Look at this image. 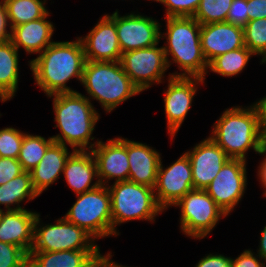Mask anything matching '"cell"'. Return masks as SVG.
Returning a JSON list of instances; mask_svg holds the SVG:
<instances>
[{"label": "cell", "mask_w": 266, "mask_h": 267, "mask_svg": "<svg viewBox=\"0 0 266 267\" xmlns=\"http://www.w3.org/2000/svg\"><path fill=\"white\" fill-rule=\"evenodd\" d=\"M86 59L80 38L72 42H53L30 61L35 82L46 95L76 92L66 86L71 78L82 81Z\"/></svg>", "instance_id": "6da1fadb"}, {"label": "cell", "mask_w": 266, "mask_h": 267, "mask_svg": "<svg viewBox=\"0 0 266 267\" xmlns=\"http://www.w3.org/2000/svg\"><path fill=\"white\" fill-rule=\"evenodd\" d=\"M52 96L54 97V121L61 131L60 134L52 136L54 142L65 146L68 143L73 151L92 150L97 143L89 145V141L94 139L91 135L95 130L99 114L92 106L89 97L86 98L77 91L49 95V97Z\"/></svg>", "instance_id": "7a4b0ae2"}, {"label": "cell", "mask_w": 266, "mask_h": 267, "mask_svg": "<svg viewBox=\"0 0 266 267\" xmlns=\"http://www.w3.org/2000/svg\"><path fill=\"white\" fill-rule=\"evenodd\" d=\"M168 46H164L167 65L170 67L168 55L171 54L172 61L178 64L181 73L171 76L199 77L205 78L208 63L203 55L200 30L201 24L194 17H166Z\"/></svg>", "instance_id": "3957f363"}, {"label": "cell", "mask_w": 266, "mask_h": 267, "mask_svg": "<svg viewBox=\"0 0 266 267\" xmlns=\"http://www.w3.org/2000/svg\"><path fill=\"white\" fill-rule=\"evenodd\" d=\"M214 125L210 138L229 158L245 160L249 148L261 154L264 137L259 130L257 113L253 106L246 109L238 106L227 109Z\"/></svg>", "instance_id": "277c9868"}, {"label": "cell", "mask_w": 266, "mask_h": 267, "mask_svg": "<svg viewBox=\"0 0 266 267\" xmlns=\"http://www.w3.org/2000/svg\"><path fill=\"white\" fill-rule=\"evenodd\" d=\"M81 83L107 112L140 93L124 72L120 61H86Z\"/></svg>", "instance_id": "5b68a950"}, {"label": "cell", "mask_w": 266, "mask_h": 267, "mask_svg": "<svg viewBox=\"0 0 266 267\" xmlns=\"http://www.w3.org/2000/svg\"><path fill=\"white\" fill-rule=\"evenodd\" d=\"M111 195L113 235H119L116 225L129 220L155 221L163 209L156 200L154 188L130 181L114 182L108 187Z\"/></svg>", "instance_id": "8992f818"}, {"label": "cell", "mask_w": 266, "mask_h": 267, "mask_svg": "<svg viewBox=\"0 0 266 267\" xmlns=\"http://www.w3.org/2000/svg\"><path fill=\"white\" fill-rule=\"evenodd\" d=\"M64 218L83 228L94 239L113 235L111 195L108 186L100 184L95 189L77 195Z\"/></svg>", "instance_id": "52a82bcc"}, {"label": "cell", "mask_w": 266, "mask_h": 267, "mask_svg": "<svg viewBox=\"0 0 266 267\" xmlns=\"http://www.w3.org/2000/svg\"><path fill=\"white\" fill-rule=\"evenodd\" d=\"M39 214L34 223V243L31 251L55 252L63 250H100L94 238L83 228L67 221L64 217L56 224L41 228Z\"/></svg>", "instance_id": "ba28073f"}, {"label": "cell", "mask_w": 266, "mask_h": 267, "mask_svg": "<svg viewBox=\"0 0 266 267\" xmlns=\"http://www.w3.org/2000/svg\"><path fill=\"white\" fill-rule=\"evenodd\" d=\"M175 206L181 207L180 228L194 238H204L225 217V212L203 189H193L182 197Z\"/></svg>", "instance_id": "9c48e42d"}, {"label": "cell", "mask_w": 266, "mask_h": 267, "mask_svg": "<svg viewBox=\"0 0 266 267\" xmlns=\"http://www.w3.org/2000/svg\"><path fill=\"white\" fill-rule=\"evenodd\" d=\"M120 63L140 92L152 86L151 83H161L168 68L164 48L157 45L123 52Z\"/></svg>", "instance_id": "30bf717a"}, {"label": "cell", "mask_w": 266, "mask_h": 267, "mask_svg": "<svg viewBox=\"0 0 266 267\" xmlns=\"http://www.w3.org/2000/svg\"><path fill=\"white\" fill-rule=\"evenodd\" d=\"M246 160L228 159L215 179L204 189L228 215L239 203L246 188Z\"/></svg>", "instance_id": "8fae6325"}, {"label": "cell", "mask_w": 266, "mask_h": 267, "mask_svg": "<svg viewBox=\"0 0 266 267\" xmlns=\"http://www.w3.org/2000/svg\"><path fill=\"white\" fill-rule=\"evenodd\" d=\"M108 16L115 22L122 53L158 45L163 38L160 24L150 17L134 13L120 17L117 10Z\"/></svg>", "instance_id": "7c38bea8"}, {"label": "cell", "mask_w": 266, "mask_h": 267, "mask_svg": "<svg viewBox=\"0 0 266 267\" xmlns=\"http://www.w3.org/2000/svg\"><path fill=\"white\" fill-rule=\"evenodd\" d=\"M193 189L191 163L186 153L166 169H163L160 162L154 192L163 210L175 205Z\"/></svg>", "instance_id": "4fadbf2b"}, {"label": "cell", "mask_w": 266, "mask_h": 267, "mask_svg": "<svg viewBox=\"0 0 266 267\" xmlns=\"http://www.w3.org/2000/svg\"><path fill=\"white\" fill-rule=\"evenodd\" d=\"M168 81L167 91L164 92V104L168 131L173 138L191 107L197 83H204V79L169 75Z\"/></svg>", "instance_id": "5bb4252c"}, {"label": "cell", "mask_w": 266, "mask_h": 267, "mask_svg": "<svg viewBox=\"0 0 266 267\" xmlns=\"http://www.w3.org/2000/svg\"><path fill=\"white\" fill-rule=\"evenodd\" d=\"M91 151L97 163V178L100 184L105 185L113 178L116 179L115 182L128 181L127 139L118 137L110 139L107 143L97 140V144ZM104 179L107 181L105 182Z\"/></svg>", "instance_id": "9a60e30c"}, {"label": "cell", "mask_w": 266, "mask_h": 267, "mask_svg": "<svg viewBox=\"0 0 266 267\" xmlns=\"http://www.w3.org/2000/svg\"><path fill=\"white\" fill-rule=\"evenodd\" d=\"M191 163L194 189H205L230 159L210 137L185 152Z\"/></svg>", "instance_id": "2e32d148"}, {"label": "cell", "mask_w": 266, "mask_h": 267, "mask_svg": "<svg viewBox=\"0 0 266 267\" xmlns=\"http://www.w3.org/2000/svg\"><path fill=\"white\" fill-rule=\"evenodd\" d=\"M86 61H120L122 52L115 22L105 15L84 38H80Z\"/></svg>", "instance_id": "e0dca14e"}, {"label": "cell", "mask_w": 266, "mask_h": 267, "mask_svg": "<svg viewBox=\"0 0 266 267\" xmlns=\"http://www.w3.org/2000/svg\"><path fill=\"white\" fill-rule=\"evenodd\" d=\"M200 42L209 63L218 55L245 47L244 30L227 22L204 24L201 25Z\"/></svg>", "instance_id": "ac0fdd59"}, {"label": "cell", "mask_w": 266, "mask_h": 267, "mask_svg": "<svg viewBox=\"0 0 266 267\" xmlns=\"http://www.w3.org/2000/svg\"><path fill=\"white\" fill-rule=\"evenodd\" d=\"M109 257L99 250L30 251L28 267H100Z\"/></svg>", "instance_id": "d6986e66"}, {"label": "cell", "mask_w": 266, "mask_h": 267, "mask_svg": "<svg viewBox=\"0 0 266 267\" xmlns=\"http://www.w3.org/2000/svg\"><path fill=\"white\" fill-rule=\"evenodd\" d=\"M37 215L25 208L3 212L0 219V242L16 245L29 254L34 243Z\"/></svg>", "instance_id": "ffe728a7"}, {"label": "cell", "mask_w": 266, "mask_h": 267, "mask_svg": "<svg viewBox=\"0 0 266 267\" xmlns=\"http://www.w3.org/2000/svg\"><path fill=\"white\" fill-rule=\"evenodd\" d=\"M128 181L154 188L161 162L160 154L151 147L127 140Z\"/></svg>", "instance_id": "44dd1931"}, {"label": "cell", "mask_w": 266, "mask_h": 267, "mask_svg": "<svg viewBox=\"0 0 266 267\" xmlns=\"http://www.w3.org/2000/svg\"><path fill=\"white\" fill-rule=\"evenodd\" d=\"M63 174L69 187L77 195L100 185L98 180L90 185L93 178L98 177L97 163L92 151L74 150L66 160Z\"/></svg>", "instance_id": "7402d4cb"}, {"label": "cell", "mask_w": 266, "mask_h": 267, "mask_svg": "<svg viewBox=\"0 0 266 267\" xmlns=\"http://www.w3.org/2000/svg\"><path fill=\"white\" fill-rule=\"evenodd\" d=\"M49 12L41 19L23 23L11 28L10 41L19 49L20 47L28 53H41L53 42L51 37L54 32L53 24L47 21Z\"/></svg>", "instance_id": "603a6c76"}, {"label": "cell", "mask_w": 266, "mask_h": 267, "mask_svg": "<svg viewBox=\"0 0 266 267\" xmlns=\"http://www.w3.org/2000/svg\"><path fill=\"white\" fill-rule=\"evenodd\" d=\"M70 154L65 145L53 142L47 148L38 165L29 171L33 187L38 195L58 180L61 172L63 173L66 160Z\"/></svg>", "instance_id": "cb8c5ba5"}, {"label": "cell", "mask_w": 266, "mask_h": 267, "mask_svg": "<svg viewBox=\"0 0 266 267\" xmlns=\"http://www.w3.org/2000/svg\"><path fill=\"white\" fill-rule=\"evenodd\" d=\"M18 49L8 41L0 42V100L11 99L18 89Z\"/></svg>", "instance_id": "d4e9b609"}, {"label": "cell", "mask_w": 266, "mask_h": 267, "mask_svg": "<svg viewBox=\"0 0 266 267\" xmlns=\"http://www.w3.org/2000/svg\"><path fill=\"white\" fill-rule=\"evenodd\" d=\"M38 193L33 187L32 179L29 171H24L19 176L14 177L6 184L0 185V205H5L6 210H21L23 209L19 203L27 200H33L38 197ZM18 204L15 208H10V205Z\"/></svg>", "instance_id": "484cf974"}, {"label": "cell", "mask_w": 266, "mask_h": 267, "mask_svg": "<svg viewBox=\"0 0 266 267\" xmlns=\"http://www.w3.org/2000/svg\"><path fill=\"white\" fill-rule=\"evenodd\" d=\"M10 29L23 23L41 19L48 11L41 0H3Z\"/></svg>", "instance_id": "4316f807"}, {"label": "cell", "mask_w": 266, "mask_h": 267, "mask_svg": "<svg viewBox=\"0 0 266 267\" xmlns=\"http://www.w3.org/2000/svg\"><path fill=\"white\" fill-rule=\"evenodd\" d=\"M254 55L246 46L216 56L208 63L212 72L231 77L240 73Z\"/></svg>", "instance_id": "83f0119b"}, {"label": "cell", "mask_w": 266, "mask_h": 267, "mask_svg": "<svg viewBox=\"0 0 266 267\" xmlns=\"http://www.w3.org/2000/svg\"><path fill=\"white\" fill-rule=\"evenodd\" d=\"M54 142L52 137L24 134L18 161L24 171H31L45 155L47 148Z\"/></svg>", "instance_id": "f1b7e54d"}, {"label": "cell", "mask_w": 266, "mask_h": 267, "mask_svg": "<svg viewBox=\"0 0 266 267\" xmlns=\"http://www.w3.org/2000/svg\"><path fill=\"white\" fill-rule=\"evenodd\" d=\"M244 30V44L255 55H262L266 61V18L250 20Z\"/></svg>", "instance_id": "f546056e"}, {"label": "cell", "mask_w": 266, "mask_h": 267, "mask_svg": "<svg viewBox=\"0 0 266 267\" xmlns=\"http://www.w3.org/2000/svg\"><path fill=\"white\" fill-rule=\"evenodd\" d=\"M233 0H201L194 18L201 24L226 22Z\"/></svg>", "instance_id": "4dcf8cb0"}, {"label": "cell", "mask_w": 266, "mask_h": 267, "mask_svg": "<svg viewBox=\"0 0 266 267\" xmlns=\"http://www.w3.org/2000/svg\"><path fill=\"white\" fill-rule=\"evenodd\" d=\"M25 133L12 127L0 130V157L18 159Z\"/></svg>", "instance_id": "1f68e13d"}, {"label": "cell", "mask_w": 266, "mask_h": 267, "mask_svg": "<svg viewBox=\"0 0 266 267\" xmlns=\"http://www.w3.org/2000/svg\"><path fill=\"white\" fill-rule=\"evenodd\" d=\"M29 254L22 248L0 242V267H28Z\"/></svg>", "instance_id": "d6a6232c"}, {"label": "cell", "mask_w": 266, "mask_h": 267, "mask_svg": "<svg viewBox=\"0 0 266 267\" xmlns=\"http://www.w3.org/2000/svg\"><path fill=\"white\" fill-rule=\"evenodd\" d=\"M164 4L166 17H194L201 0H154Z\"/></svg>", "instance_id": "836d02e7"}, {"label": "cell", "mask_w": 266, "mask_h": 267, "mask_svg": "<svg viewBox=\"0 0 266 267\" xmlns=\"http://www.w3.org/2000/svg\"><path fill=\"white\" fill-rule=\"evenodd\" d=\"M247 0H233L226 22L244 28L248 22Z\"/></svg>", "instance_id": "e575fe53"}, {"label": "cell", "mask_w": 266, "mask_h": 267, "mask_svg": "<svg viewBox=\"0 0 266 267\" xmlns=\"http://www.w3.org/2000/svg\"><path fill=\"white\" fill-rule=\"evenodd\" d=\"M23 172L24 170L18 159L0 157V185L6 184Z\"/></svg>", "instance_id": "d590c367"}, {"label": "cell", "mask_w": 266, "mask_h": 267, "mask_svg": "<svg viewBox=\"0 0 266 267\" xmlns=\"http://www.w3.org/2000/svg\"><path fill=\"white\" fill-rule=\"evenodd\" d=\"M232 267H264L263 262H259L257 256H254V253L251 250H245L237 258L232 259Z\"/></svg>", "instance_id": "8d00e7d4"}, {"label": "cell", "mask_w": 266, "mask_h": 267, "mask_svg": "<svg viewBox=\"0 0 266 267\" xmlns=\"http://www.w3.org/2000/svg\"><path fill=\"white\" fill-rule=\"evenodd\" d=\"M196 267H232V260L230 257H225L221 254H209L201 259Z\"/></svg>", "instance_id": "74e56055"}, {"label": "cell", "mask_w": 266, "mask_h": 267, "mask_svg": "<svg viewBox=\"0 0 266 267\" xmlns=\"http://www.w3.org/2000/svg\"><path fill=\"white\" fill-rule=\"evenodd\" d=\"M248 21L266 18V0H247Z\"/></svg>", "instance_id": "f35d334b"}, {"label": "cell", "mask_w": 266, "mask_h": 267, "mask_svg": "<svg viewBox=\"0 0 266 267\" xmlns=\"http://www.w3.org/2000/svg\"><path fill=\"white\" fill-rule=\"evenodd\" d=\"M253 107L257 113L259 130L262 136L266 138V97L255 103Z\"/></svg>", "instance_id": "ab89813d"}, {"label": "cell", "mask_w": 266, "mask_h": 267, "mask_svg": "<svg viewBox=\"0 0 266 267\" xmlns=\"http://www.w3.org/2000/svg\"><path fill=\"white\" fill-rule=\"evenodd\" d=\"M8 22H9L8 15H7V12H6V8H5V5H4V2L2 0L0 2V42L10 40L11 33H9L6 30Z\"/></svg>", "instance_id": "60d3db41"}, {"label": "cell", "mask_w": 266, "mask_h": 267, "mask_svg": "<svg viewBox=\"0 0 266 267\" xmlns=\"http://www.w3.org/2000/svg\"><path fill=\"white\" fill-rule=\"evenodd\" d=\"M257 256H259V258L261 257L266 261V226L264 227L261 233V240Z\"/></svg>", "instance_id": "b9f144b4"}, {"label": "cell", "mask_w": 266, "mask_h": 267, "mask_svg": "<svg viewBox=\"0 0 266 267\" xmlns=\"http://www.w3.org/2000/svg\"><path fill=\"white\" fill-rule=\"evenodd\" d=\"M258 172H259L258 174L260 177L259 179L262 182V185H264L263 187L266 188V159L265 158L262 161L261 165L259 166ZM264 195L266 196V191Z\"/></svg>", "instance_id": "7bdbcfd3"}, {"label": "cell", "mask_w": 266, "mask_h": 267, "mask_svg": "<svg viewBox=\"0 0 266 267\" xmlns=\"http://www.w3.org/2000/svg\"><path fill=\"white\" fill-rule=\"evenodd\" d=\"M109 257L100 267H116V263L112 262Z\"/></svg>", "instance_id": "ee69618b"}, {"label": "cell", "mask_w": 266, "mask_h": 267, "mask_svg": "<svg viewBox=\"0 0 266 267\" xmlns=\"http://www.w3.org/2000/svg\"><path fill=\"white\" fill-rule=\"evenodd\" d=\"M265 155L266 154V138L263 139V143H262V146H261V155ZM265 159H266V156H265Z\"/></svg>", "instance_id": "f6af8a7d"}, {"label": "cell", "mask_w": 266, "mask_h": 267, "mask_svg": "<svg viewBox=\"0 0 266 267\" xmlns=\"http://www.w3.org/2000/svg\"><path fill=\"white\" fill-rule=\"evenodd\" d=\"M4 211L2 209H0V219H1V215Z\"/></svg>", "instance_id": "bcb514c9"}, {"label": "cell", "mask_w": 266, "mask_h": 267, "mask_svg": "<svg viewBox=\"0 0 266 267\" xmlns=\"http://www.w3.org/2000/svg\"><path fill=\"white\" fill-rule=\"evenodd\" d=\"M116 267H126V266H122L116 263Z\"/></svg>", "instance_id": "7dc6e473"}]
</instances>
